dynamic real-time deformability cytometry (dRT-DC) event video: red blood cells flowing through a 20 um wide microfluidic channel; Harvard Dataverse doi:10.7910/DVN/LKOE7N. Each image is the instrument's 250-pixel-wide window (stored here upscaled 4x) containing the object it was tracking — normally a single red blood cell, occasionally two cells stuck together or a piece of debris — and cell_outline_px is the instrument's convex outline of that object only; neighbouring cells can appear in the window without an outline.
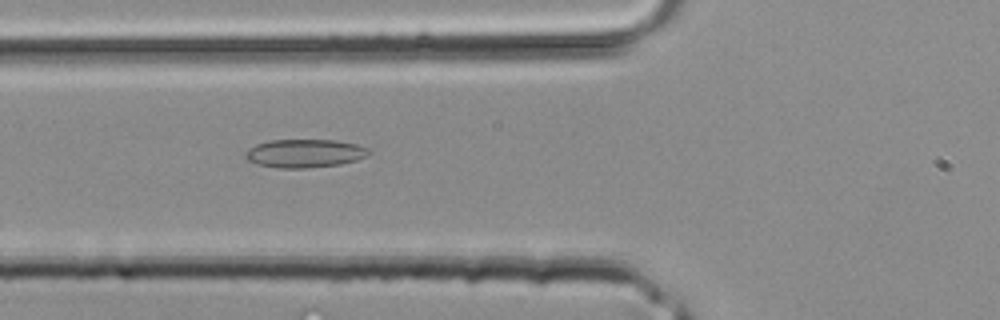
{"species": "common noctule bat (a hibernating species)", "species_latin": "Nyctalus noctula", "temperature_condition": "room temperature", "stored_images_in_passage": 3, "camera_frame_rate_fps": 3000, "um_per_image_px": 0.085, "animal": {"sex": "male", "body_mass_g": 20.4}, "frame": {"image": 1, "passage_image": 3, "time_ms": 0.667, "image_size_px": [1000, 320], "cell_outline_px": [[372, 152], [368, 156], [356, 160], [340, 164], [308, 168], [280, 168], [256, 164], [248, 160], [244, 156], [248, 148], [256, 144], [268, 140], [336, 140], [356, 144], [368, 148]], "centroid_in_image_um": [25.9, 13.03], "position_along_channel_um": 99.9, "area_um2": 20.52}}